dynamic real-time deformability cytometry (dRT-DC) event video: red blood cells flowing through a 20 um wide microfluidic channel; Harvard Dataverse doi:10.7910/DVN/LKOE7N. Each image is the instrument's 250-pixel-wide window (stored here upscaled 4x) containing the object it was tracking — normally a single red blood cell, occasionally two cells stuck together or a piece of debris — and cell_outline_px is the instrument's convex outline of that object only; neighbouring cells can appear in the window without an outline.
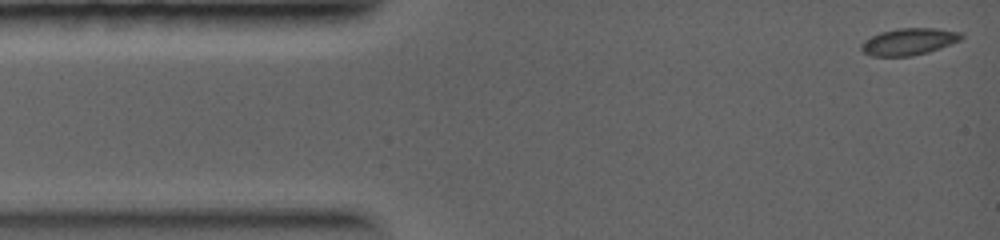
{"species": "common noctule bat (a hibernating species)", "species_latin": "Nyctalus noctula", "temperature_condition": "warm", "stored_images_in_passage": 40, "camera_frame_rate_fps": 5000, "um_per_image_px": 0.085, "animal": {"sex": "female", "body_mass_g": 19.0, "forearm_length_mm": 56.7}, "frame": {"image": 1, "passage_image": 1, "time_ms": 0.0, "image_size_px": [1000, 240], "cell_outline_px": [[964, 36], [960, 40], [940, 48], [928, 52], [912, 56], [872, 56], [864, 52], [860, 48], [860, 44], [864, 40], [880, 32], [896, 28], [936, 28], [964, 32]], "centroid_in_image_um": [77.27, 3.53], "position_along_channel_um": 7.7, "area_um2": 15.78}}
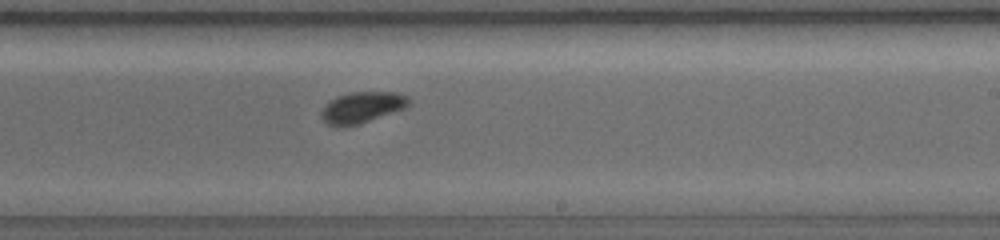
{"frame": {"image": 2, "passage_image": 23, "time_ms": 6.2, "image_size_px": [1000, 240], "cell_outline_px": [[412, 100], [404, 108], [360, 124], [344, 128], [328, 124], [320, 116], [320, 112], [324, 104], [336, 96], [352, 92], [396, 92], [408, 96]], "centroid_in_image_um": [30.74, 9.13], "position_along_channel_um": 258.3, "area_um2": 16.07}}
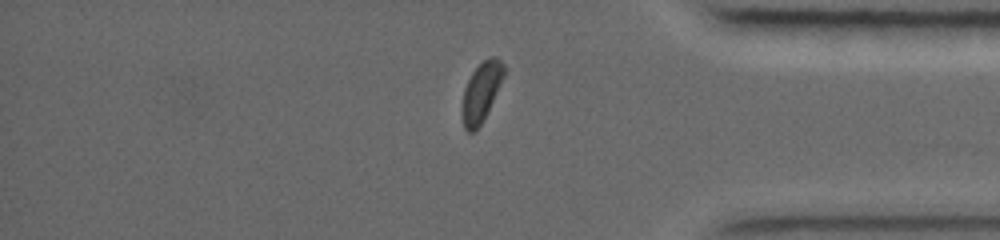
{"frame": {"image": 3, "passage_image": 33, "time_ms": 9.0, "image_size_px": [1000, 240], "cell_outline_px": [[504, 76], [480, 124], [472, 132], [468, 132], [464, 128], [460, 108], [464, 88], [472, 72], [484, 60], [492, 56], [496, 56], [504, 64]], "centroid_in_image_um": [40.86, 7.8], "position_along_channel_um": 394.3, "area_um2": 14.1}}